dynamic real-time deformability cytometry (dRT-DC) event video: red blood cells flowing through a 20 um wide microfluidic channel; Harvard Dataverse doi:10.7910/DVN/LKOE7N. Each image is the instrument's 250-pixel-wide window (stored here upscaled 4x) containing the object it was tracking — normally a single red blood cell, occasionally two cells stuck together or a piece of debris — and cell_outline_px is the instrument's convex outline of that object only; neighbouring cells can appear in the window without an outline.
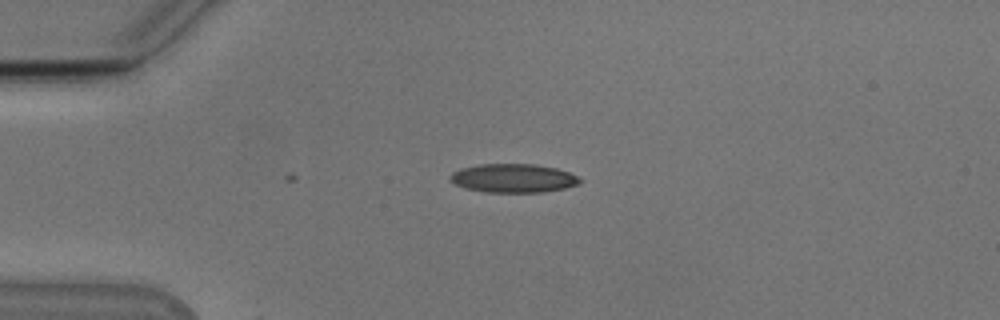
{"species": "Egyptian fruit bat (a non-hibernating species)", "species_latin": "Rousettus aegyptiacus", "temperature_condition": "cold", "stored_images_in_passage": 4, "camera_frame_rate_fps": 3000, "um_per_image_px": 0.085, "animal": {"sex": "male"}, "frame": {"image": 1, "passage_image": 4, "time_ms": 1.0, "image_size_px": [1000, 320], "cell_outline_px": [[584, 180], [576, 184], [564, 188], [544, 192], [484, 192], [468, 188], [456, 184], [448, 176], [452, 172], [460, 168], [480, 164], [536, 164], [556, 168], [568, 172]], "centroid_in_image_um": [43.63, 15.14], "position_along_channel_um": 41.4, "area_um2": 21.56}}